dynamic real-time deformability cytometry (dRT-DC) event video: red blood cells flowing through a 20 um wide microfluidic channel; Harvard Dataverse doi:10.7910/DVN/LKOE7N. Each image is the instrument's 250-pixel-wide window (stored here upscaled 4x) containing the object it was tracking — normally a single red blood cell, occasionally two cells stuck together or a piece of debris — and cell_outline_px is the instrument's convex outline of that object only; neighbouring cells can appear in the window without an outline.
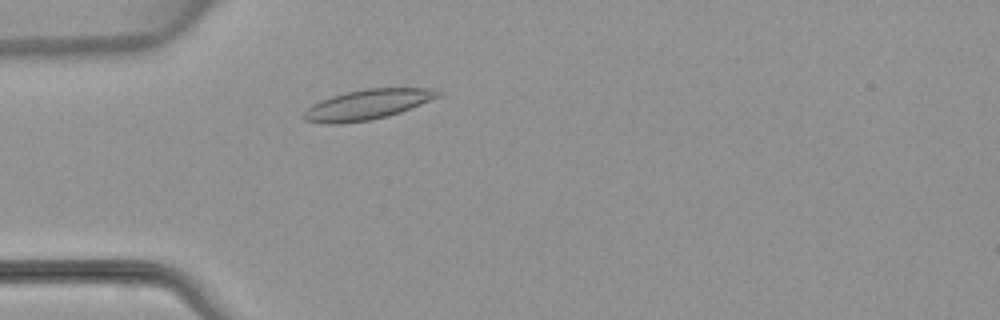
{"species": "common noctule bat (a hibernating species)", "species_latin": "Nyctalus noctula", "temperature_condition": "warm", "stored_images_in_passage": 3, "camera_frame_rate_fps": 3000, "um_per_image_px": 0.085, "animal": {"sex": "female", "body_mass_g": 22.7, "forearm_length_mm": 54.2}, "frame": {"image": 1, "passage_image": 3, "time_ms": 2.333, "image_size_px": [1000, 320], "cell_outline_px": [[440, 96], [400, 112], [388, 116], [372, 120], [340, 124], [324, 124], [304, 120], [300, 116], [312, 104], [320, 100], [332, 96], [364, 88], [432, 88], [440, 92]], "centroid_in_image_um": [31.17, 8.9], "position_along_channel_um": 53.8, "area_um2": 23.52}}